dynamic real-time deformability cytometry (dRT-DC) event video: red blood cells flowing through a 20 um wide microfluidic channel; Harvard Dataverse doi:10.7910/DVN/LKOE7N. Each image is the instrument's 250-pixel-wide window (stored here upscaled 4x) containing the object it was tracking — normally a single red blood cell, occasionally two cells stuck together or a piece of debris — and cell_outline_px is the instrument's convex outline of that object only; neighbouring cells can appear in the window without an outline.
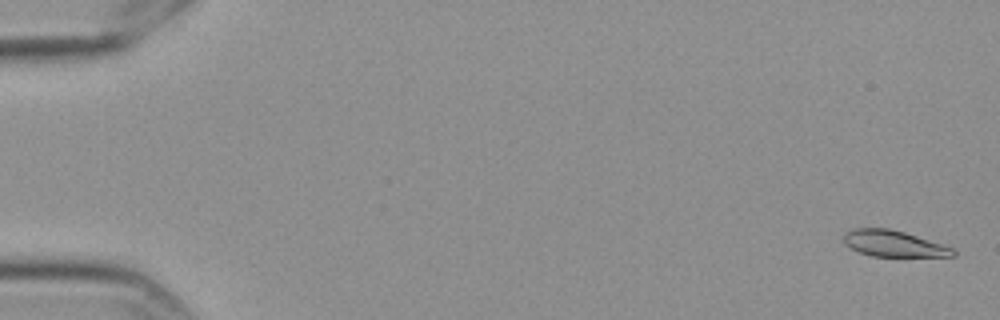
{"species": "Egyptian fruit bat (a non-hibernating species)", "species_latin": "Rousettus aegyptiacus", "temperature_condition": "cold", "stored_images_in_passage": 19, "camera_frame_rate_fps": 3000, "um_per_image_px": 0.085, "frame": {"image": 1, "passage_image": 2, "time_ms": 0.333, "image_size_px": [1000, 320], "cell_outline_px": [[956, 256], [872, 256], [860, 252], [844, 244], [844, 232], [852, 228], [888, 228], [904, 232], [952, 248], [956, 252]], "centroid_in_image_um": [75.91, 20.7], "position_along_channel_um": 9.1, "area_um2": 16.42}}
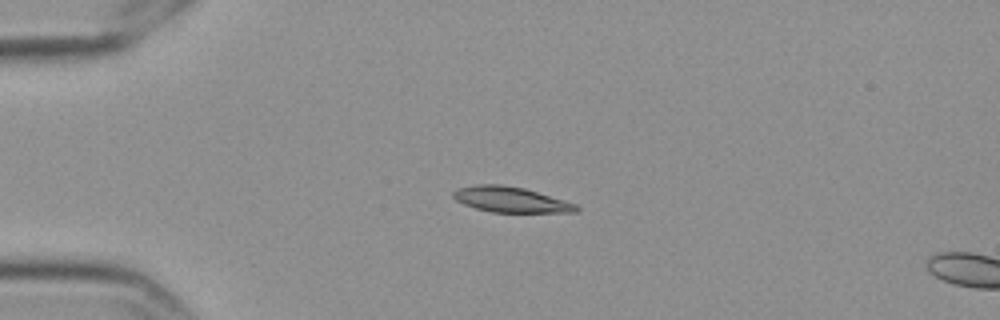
{"frame": {"image": 2, "passage_image": 15, "time_ms": 4.667, "image_size_px": [1000, 320], "cell_outline_px": [[580, 208], [576, 212], [492, 212], [476, 208], [464, 204], [456, 200], [452, 196], [452, 192], [456, 188], [476, 184], [500, 184], [524, 188], [564, 200], [576, 204]], "centroid_in_image_um": [43.37, 16.95], "position_along_channel_um": 41.6, "area_um2": 18.21}}